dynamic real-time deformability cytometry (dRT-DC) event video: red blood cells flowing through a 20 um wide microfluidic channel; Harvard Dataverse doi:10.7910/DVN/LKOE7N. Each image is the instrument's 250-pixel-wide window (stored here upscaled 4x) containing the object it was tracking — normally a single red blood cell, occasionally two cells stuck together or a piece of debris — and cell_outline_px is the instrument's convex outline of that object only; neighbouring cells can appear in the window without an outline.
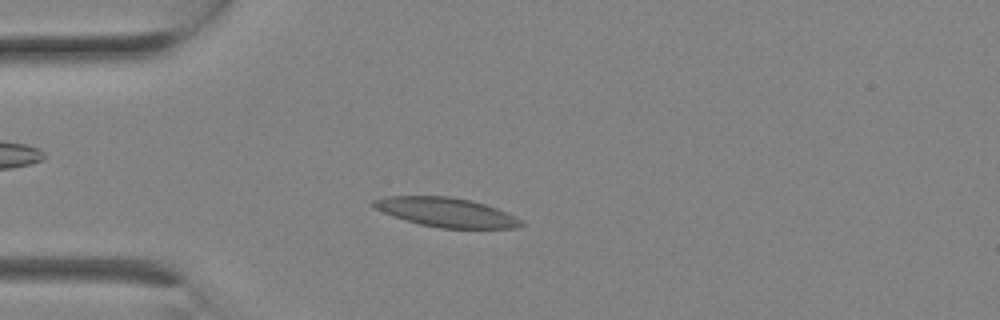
{"species": "Egyptian fruit bat (a non-hibernating species)", "species_latin": "Rousettus aegyptiacus", "temperature_condition": "room temperature", "stored_images_in_passage": 2, "camera_frame_rate_fps": 3000, "um_per_image_px": 0.085, "animal": {"sex": "female"}, "frame": {"image": 1, "passage_image": 2, "time_ms": 0.333, "image_size_px": [1000, 320], "cell_outline_px": [[524, 224], [516, 228], [440, 228], [420, 224], [404, 220], [372, 208], [368, 204], [372, 200], [384, 196], [448, 196], [472, 200], [496, 208], [520, 220]], "centroid_in_image_um": [37.82, 18.03], "position_along_channel_um": 47.2, "area_um2": 25.14}}